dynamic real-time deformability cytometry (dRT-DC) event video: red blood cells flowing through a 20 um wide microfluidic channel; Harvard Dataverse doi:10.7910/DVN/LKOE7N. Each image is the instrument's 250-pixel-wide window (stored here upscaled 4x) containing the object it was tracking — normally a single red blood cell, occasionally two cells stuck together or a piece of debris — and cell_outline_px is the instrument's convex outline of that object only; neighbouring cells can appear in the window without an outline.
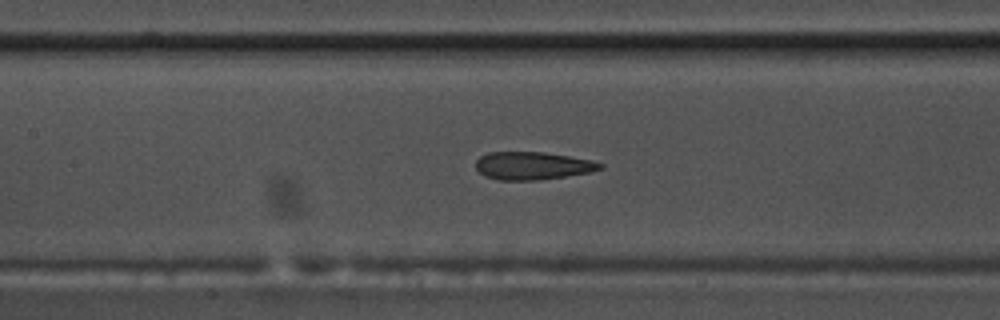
{"species": "common noctule bat (a hibernating species)", "species_latin": "Nyctalus noctula", "temperature_condition": "warm", "stored_images_in_passage": 46, "camera_frame_rate_fps": 3000, "um_per_image_px": 0.085, "animal": {"sex": "male", "body_mass_g": 17.5, "forearm_length_mm": 52.3}, "frame": {"image": 1, "passage_image": 27, "time_ms": 8.667, "image_size_px": [1000, 320], "cell_outline_px": [[604, 168], [588, 172], [540, 180], [496, 180], [484, 176], [476, 168], [476, 160], [480, 156], [488, 152], [544, 152], [592, 160], [604, 164]], "centroid_in_image_um": [45.24, 14.09], "position_along_channel_um": 162.2, "area_um2": 20.17}}
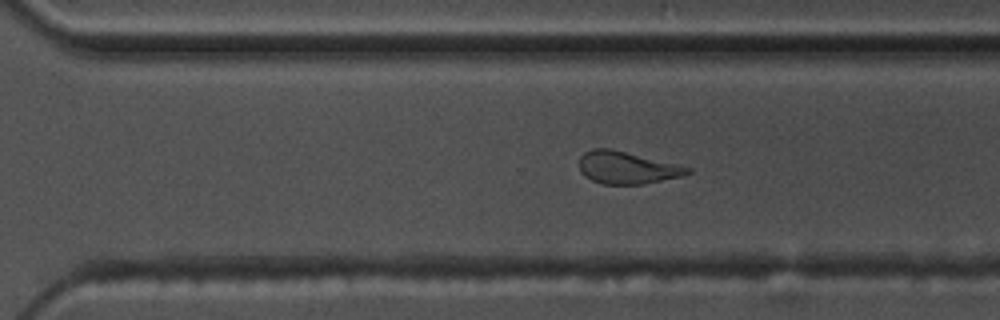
{"frame": {"image": 2, "passage_image": 40, "time_ms": 13.0, "image_size_px": [1000, 320], "cell_outline_px": [[692, 172], [680, 176], [644, 184], [604, 184], [592, 180], [584, 176], [580, 172], [580, 156], [584, 152], [592, 148], [608, 148], [676, 164], [692, 168]], "centroid_in_image_um": [53.25, 14.25], "position_along_channel_um": 317.3, "area_um2": 20.11}}